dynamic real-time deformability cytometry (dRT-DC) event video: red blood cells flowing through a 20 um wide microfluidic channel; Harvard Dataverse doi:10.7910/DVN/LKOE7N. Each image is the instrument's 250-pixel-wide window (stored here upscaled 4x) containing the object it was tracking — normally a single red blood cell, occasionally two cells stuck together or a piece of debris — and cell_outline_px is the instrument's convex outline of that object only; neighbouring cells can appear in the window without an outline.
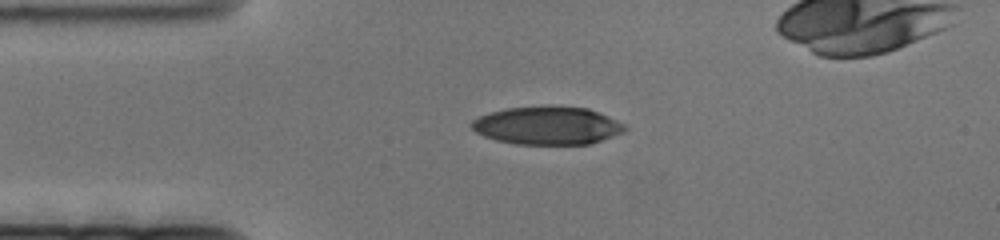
{"species": "human", "species_latin": "Homo sapiens", "temperature_condition": "cold", "stored_images_in_passage": 63, "camera_frame_rate_fps": 3000, "um_per_image_px": 0.085, "donor": {"sex": "female"}, "frame": {"image": 1, "passage_image": 1, "time_ms": 0.0, "image_size_px": [1000, 240], "cell_outline_px": [[628, 128], [624, 132], [588, 144], [516, 144], [496, 140], [484, 136], [476, 132], [472, 128], [472, 120], [488, 112], [508, 108], [548, 104], [556, 104], [588, 108], [608, 116], [624, 124]], "centroid_in_image_um": [46.52, 10.64], "position_along_channel_um": 38.5, "area_um2": 34.39}}
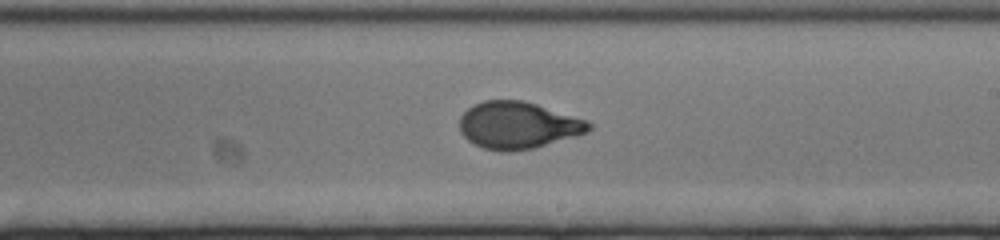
{"frame": {"image": 2, "passage_image": 28, "time_ms": 9.0, "image_size_px": [1000, 240], "cell_outline_px": [[592, 128], [588, 132], [532, 148], [508, 152], [500, 152], [484, 148], [468, 140], [460, 132], [460, 116], [468, 108], [484, 100], [524, 100], [588, 120], [592, 124]], "centroid_in_image_um": [44.03, 10.64], "position_along_channel_um": 245.0, "area_um2": 35.26}}
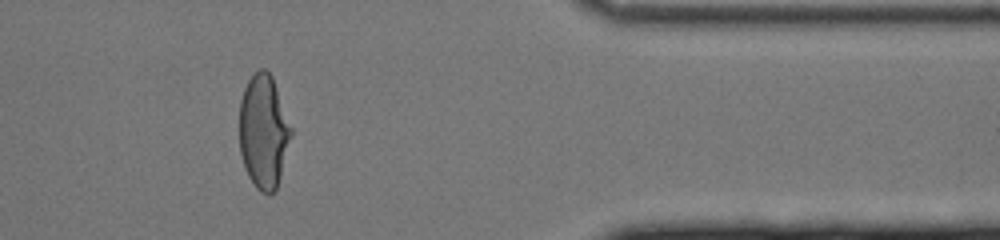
{"frame": {"image": 3, "passage_image": 48, "time_ms": 15.667, "image_size_px": [1000, 240], "cell_outline_px": [[292, 132], [280, 176], [276, 188], [268, 196], [260, 192], [256, 188], [248, 176], [244, 168], [240, 152], [240, 100], [244, 88], [248, 80], [260, 68], [264, 68], [272, 76], [292, 128]], "centroid_in_image_um": [22.39, 11.2], "position_along_channel_um": 389.0, "area_um2": 34.1}}